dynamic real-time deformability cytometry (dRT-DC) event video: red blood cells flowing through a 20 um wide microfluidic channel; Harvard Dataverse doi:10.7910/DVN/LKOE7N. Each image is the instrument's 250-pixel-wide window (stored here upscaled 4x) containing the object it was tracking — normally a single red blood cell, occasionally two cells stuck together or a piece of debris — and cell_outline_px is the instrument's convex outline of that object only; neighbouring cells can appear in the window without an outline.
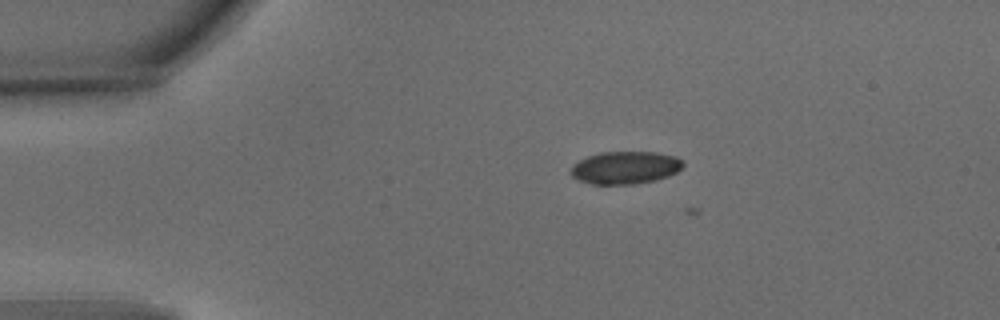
{"species": "common noctule bat (a hibernating species)", "species_latin": "Nyctalus noctula", "temperature_condition": "warm", "stored_images_in_passage": 5, "camera_frame_rate_fps": 3000, "um_per_image_px": 0.085, "animal": {"sex": "male", "body_mass_g": 15.6}, "frame": {"image": 1, "passage_image": 3, "time_ms": 0.667, "image_size_px": [1000, 320], "cell_outline_px": [[684, 164], [676, 172], [668, 176], [656, 180], [632, 184], [592, 184], [580, 180], [572, 176], [572, 164], [588, 156], [600, 152], [656, 152], [676, 156], [684, 160]], "centroid_in_image_um": [53.17, 14.24], "position_along_channel_um": 31.8, "area_um2": 21.27}}